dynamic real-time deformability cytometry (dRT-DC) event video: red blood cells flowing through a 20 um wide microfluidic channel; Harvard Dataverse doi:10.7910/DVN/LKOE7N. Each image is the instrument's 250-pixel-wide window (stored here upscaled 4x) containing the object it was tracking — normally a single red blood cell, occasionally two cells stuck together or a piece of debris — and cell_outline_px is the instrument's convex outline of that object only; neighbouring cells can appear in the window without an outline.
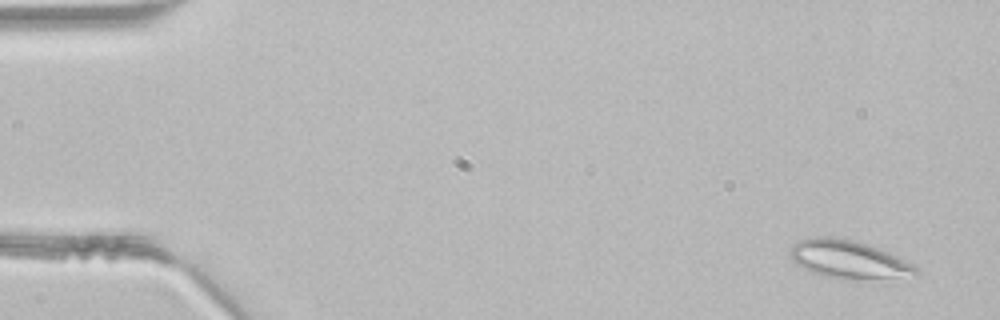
{"species": "common noctule bat (a hibernating species)", "species_latin": "Nyctalus noctula", "temperature_condition": "room temperature", "stored_images_in_passage": 47, "segment_of_instrument_passage": [1, 2], "camera_frame_rate_fps": 3000, "um_per_image_px": 0.085, "animal": {"sex": "male", "body_mass_g": 21.5, "forearm_length_mm": 52.0}, "frame": {"image": 1, "passage_image": 3, "time_ms": 0.667, "image_size_px": [1000, 320], "cell_outline_px": [[920, 272], [896, 276], [856, 280], [848, 280], [828, 276], [812, 272], [796, 264], [792, 260], [792, 244], [800, 240], [816, 236], [844, 236], [880, 248], [912, 264]], "centroid_in_image_um": [72.06, 22.0], "position_along_channel_um": 12.9, "area_um2": 27.57}}
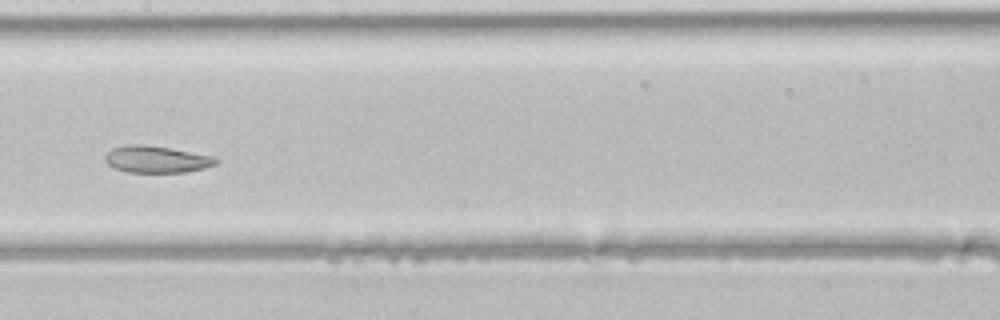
{"frame": {"image": 2, "passage_image": 24, "time_ms": 7.667, "image_size_px": [1000, 320], "cell_outline_px": [[220, 160], [216, 164], [204, 168], [184, 172], [128, 172], [116, 168], [108, 164], [104, 160], [104, 156], [112, 148], [128, 144], [140, 144], [168, 148], [216, 156]], "centroid_in_image_um": [13.32, 13.54], "position_along_channel_um": 194.1, "area_um2": 17.28}}
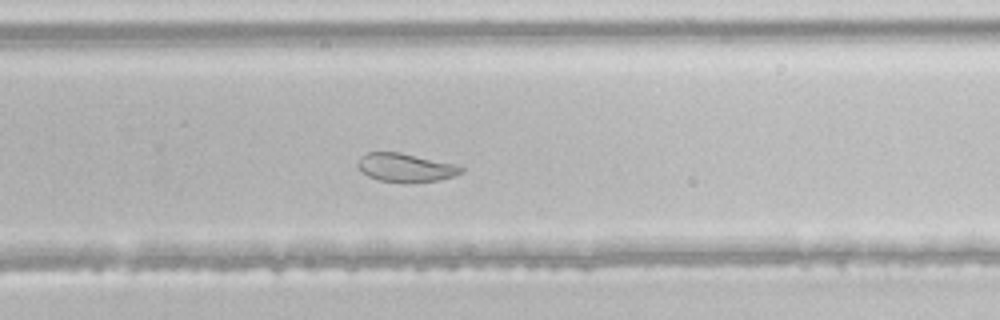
{"frame": {"image": 3, "passage_image": 31, "time_ms": 10.0, "image_size_px": [1000, 320], "cell_outline_px": [[464, 172], [440, 180], [404, 184], [380, 180], [368, 176], [356, 164], [360, 156], [368, 152], [400, 152], [456, 164], [464, 168]], "centroid_in_image_um": [34.49, 14.25], "position_along_channel_um": 295.3, "area_um2": 17.4}}